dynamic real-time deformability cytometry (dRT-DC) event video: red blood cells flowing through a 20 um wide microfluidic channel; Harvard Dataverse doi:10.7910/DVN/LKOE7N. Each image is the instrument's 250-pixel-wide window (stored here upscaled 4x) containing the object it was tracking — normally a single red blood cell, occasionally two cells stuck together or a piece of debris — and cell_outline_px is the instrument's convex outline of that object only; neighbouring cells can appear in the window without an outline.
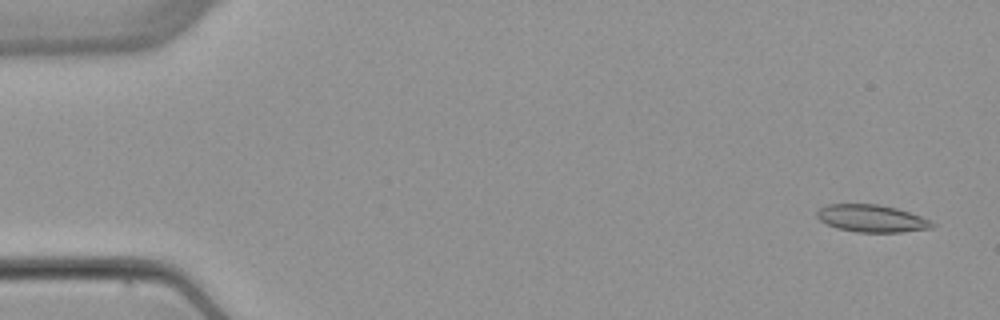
{"species": "common noctule bat (a hibernating species)", "species_latin": "Nyctalus noctula", "temperature_condition": "warm", "stored_images_in_passage": 4, "camera_frame_rate_fps": 3000, "um_per_image_px": 0.085, "animal": {"sex": "female", "body_mass_g": 22.7, "forearm_length_mm": 54.2}, "frame": {"image": 1, "passage_image": 1, "time_ms": 0.0, "image_size_px": [1000, 320], "cell_outline_px": [[936, 224], [932, 228], [900, 232], [856, 232], [836, 228], [820, 220], [816, 216], [816, 212], [820, 208], [828, 204], [876, 204], [896, 208], [920, 216]], "centroid_in_image_um": [74.07, 18.57], "position_along_channel_um": 10.9, "area_um2": 18.21}}